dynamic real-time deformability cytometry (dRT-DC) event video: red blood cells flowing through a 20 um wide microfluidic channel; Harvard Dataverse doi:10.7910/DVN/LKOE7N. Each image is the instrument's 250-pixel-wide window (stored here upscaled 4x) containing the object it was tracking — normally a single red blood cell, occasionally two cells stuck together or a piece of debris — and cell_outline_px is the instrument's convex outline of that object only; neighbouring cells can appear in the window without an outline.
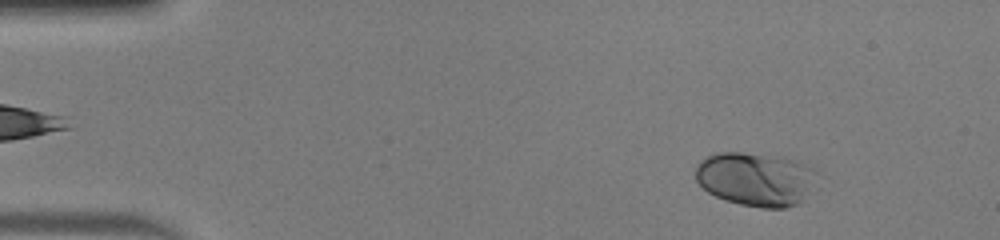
{"species": "human", "species_latin": "Homo sapiens", "temperature_condition": "warm", "stored_images_in_passage": 48, "camera_frame_rate_fps": 3000, "um_per_image_px": 0.085, "donor": {"sex": "male"}, "frame": {"image": 1, "passage_image": 5, "time_ms": 1.333, "image_size_px": [1000, 240], "cell_outline_px": [[816, 172], [812, 184], [800, 204], [784, 208], [764, 208], [740, 204], [724, 200], [708, 192], [696, 180], [696, 164], [700, 160], [716, 152], [744, 152], [784, 156], [800, 160], [812, 168]], "centroid_in_image_um": [64.22, 15.2], "position_along_channel_um": 20.8, "area_um2": 38.32}}
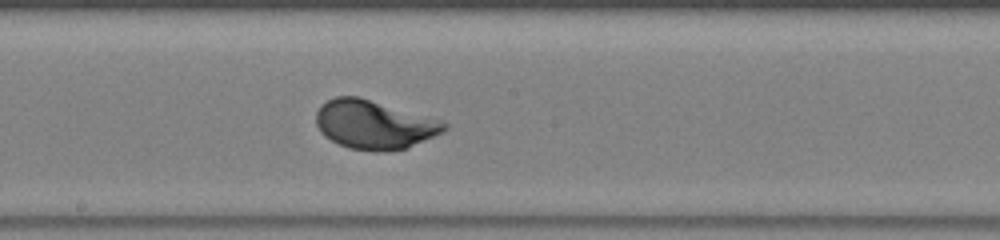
{"frame": {"image": 2, "passage_image": 26, "time_ms": 8.333, "image_size_px": [1000, 240], "cell_outline_px": [[448, 128], [444, 132], [408, 148], [384, 152], [376, 152], [348, 148], [324, 136], [320, 132], [316, 124], [316, 112], [320, 104], [336, 96], [360, 96], [444, 120], [448, 124]], "centroid_in_image_um": [31.84, 10.59], "position_along_channel_um": 216.4, "area_um2": 37.11}}
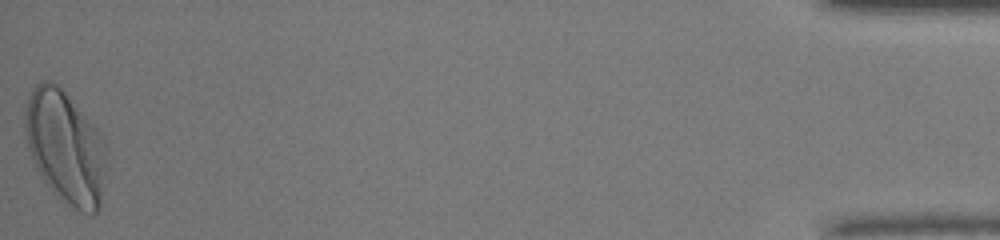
{"frame": {"image": 3, "passage_image": 48, "time_ms": 15.667, "image_size_px": [1000, 240], "cell_outline_px": [[108, 152], [100, 208], [92, 216], [80, 212], [64, 204], [52, 192], [36, 168], [28, 148], [24, 128], [24, 116], [28, 100], [32, 88], [36, 84], [44, 80], [48, 80], [56, 84], [64, 92], [104, 136]], "centroid_in_image_um": [5.59, 12.57], "position_along_channel_um": 429.6, "area_um2": 54.04}, "authors_computed_cell_mechanics": {"area_um2": 35.7782, "velocity_mm_per_s": 4.222, "shape_relaxation_time_tau1_ms": 1.8923, "shape_relaxation_time_tau2_ms": null, "deformation_change_tau1": 0.1538, "deformation_change_tau2": null}}